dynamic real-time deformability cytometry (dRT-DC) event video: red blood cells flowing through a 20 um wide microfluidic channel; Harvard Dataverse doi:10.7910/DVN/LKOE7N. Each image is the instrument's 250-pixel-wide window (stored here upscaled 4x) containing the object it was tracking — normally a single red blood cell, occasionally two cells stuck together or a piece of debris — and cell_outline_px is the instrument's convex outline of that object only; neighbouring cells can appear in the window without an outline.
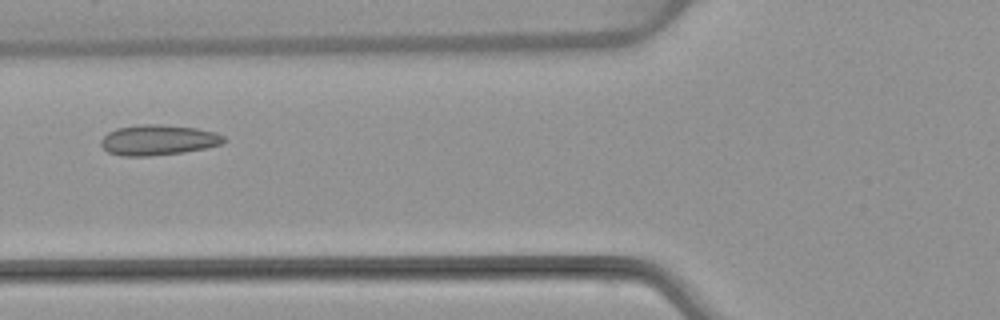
{"species": "common noctule bat (a hibernating species)", "species_latin": "Nyctalus noctula", "temperature_condition": "warm", "stored_images_in_passage": 4, "camera_frame_rate_fps": 3000, "um_per_image_px": 0.085, "animal": {"sex": "female", "body_mass_g": 22.7, "forearm_length_mm": 54.2}, "frame": {"image": 1, "passage_image": 4, "time_ms": 4.333, "image_size_px": [1000, 320], "cell_outline_px": [[228, 140], [220, 144], [204, 148], [184, 152], [148, 156], [120, 156], [108, 152], [100, 144], [100, 140], [108, 132], [116, 128], [144, 124], [156, 124], [196, 128], [216, 132], [224, 136]], "centroid_in_image_um": [13.44, 11.9], "position_along_channel_um": 112.4, "area_um2": 21.73}}